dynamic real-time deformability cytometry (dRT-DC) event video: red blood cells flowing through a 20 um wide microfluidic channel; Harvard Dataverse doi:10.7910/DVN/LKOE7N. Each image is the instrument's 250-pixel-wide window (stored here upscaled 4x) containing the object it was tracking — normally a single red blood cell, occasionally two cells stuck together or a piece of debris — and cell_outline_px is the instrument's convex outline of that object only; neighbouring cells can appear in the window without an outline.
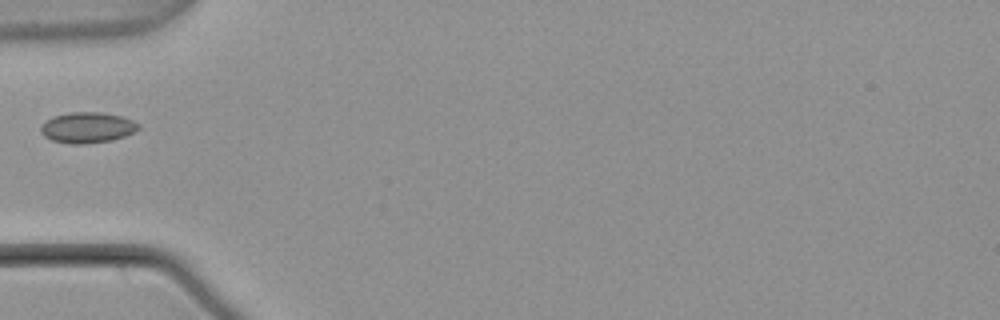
{"species": "common noctule bat (a hibernating species)", "species_latin": "Nyctalus noctula", "temperature_condition": "warm", "stored_images_in_passage": 2, "camera_frame_rate_fps": 3000, "um_per_image_px": 0.085, "animal": {"sex": "male", "body_mass_g": 21.5, "forearm_length_mm": 52.0}, "frame": {"image": 1, "passage_image": 2, "time_ms": 0.333, "image_size_px": [1000, 320], "cell_outline_px": [[140, 128], [124, 136], [112, 140], [84, 144], [72, 144], [52, 140], [44, 136], [40, 132], [40, 124], [52, 116], [72, 112], [100, 112], [120, 116], [132, 120], [140, 124]], "centroid_in_image_um": [7.39, 10.84], "position_along_channel_um": 77.6, "area_um2": 17.51}}